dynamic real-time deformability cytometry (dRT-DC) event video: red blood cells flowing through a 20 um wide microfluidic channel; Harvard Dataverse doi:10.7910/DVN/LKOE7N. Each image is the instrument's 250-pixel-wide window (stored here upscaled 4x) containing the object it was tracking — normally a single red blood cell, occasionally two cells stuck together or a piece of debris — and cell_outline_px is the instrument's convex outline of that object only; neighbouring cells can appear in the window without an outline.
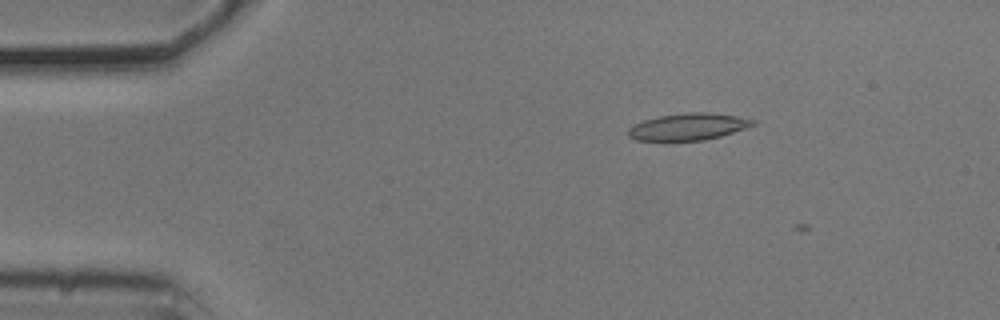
{"species": "common noctule bat (a hibernating species)", "species_latin": "Nyctalus noctula", "temperature_condition": "cold", "stored_images_in_passage": 3, "camera_frame_rate_fps": 3000, "um_per_image_px": 0.085, "animal": {"sex": "male", "body_mass_g": 20.5, "forearm_length_mm": 52.5}, "frame": {"image": 1, "passage_image": 2, "time_ms": 0.333, "image_size_px": [1000, 320], "cell_outline_px": [[756, 124], [720, 136], [704, 140], [636, 140], [628, 136], [628, 128], [644, 120], [660, 116], [688, 112], [708, 112], [736, 116], [756, 120]], "centroid_in_image_um": [58.5, 10.76], "position_along_channel_um": 26.5, "area_um2": 19.19}}